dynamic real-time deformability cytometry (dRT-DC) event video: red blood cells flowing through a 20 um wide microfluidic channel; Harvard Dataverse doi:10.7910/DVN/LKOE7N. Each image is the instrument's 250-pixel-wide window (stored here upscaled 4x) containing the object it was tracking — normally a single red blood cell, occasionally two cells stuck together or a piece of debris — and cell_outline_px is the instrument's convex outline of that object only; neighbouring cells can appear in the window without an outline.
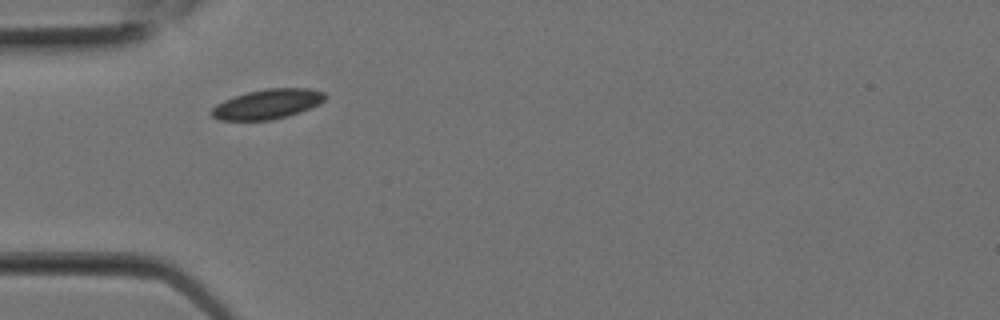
{"species": "Egyptian fruit bat (a non-hibernating species)", "species_latin": "Rousettus aegyptiacus", "temperature_condition": "room temperature", "stored_images_in_passage": 1, "camera_frame_rate_fps": 3000, "um_per_image_px": 0.085, "animal": {"sex": "female"}, "frame": {"image": 1, "passage_image": 1, "time_ms": 0.0, "image_size_px": [1000, 320], "cell_outline_px": [[328, 96], [324, 100], [300, 112], [288, 116], [272, 120], [220, 120], [212, 116], [208, 112], [216, 104], [224, 100], [248, 92], [268, 88], [312, 88], [324, 92]], "centroid_in_image_um": [22.72, 8.85], "position_along_channel_um": 62.3, "area_um2": 19.65}}